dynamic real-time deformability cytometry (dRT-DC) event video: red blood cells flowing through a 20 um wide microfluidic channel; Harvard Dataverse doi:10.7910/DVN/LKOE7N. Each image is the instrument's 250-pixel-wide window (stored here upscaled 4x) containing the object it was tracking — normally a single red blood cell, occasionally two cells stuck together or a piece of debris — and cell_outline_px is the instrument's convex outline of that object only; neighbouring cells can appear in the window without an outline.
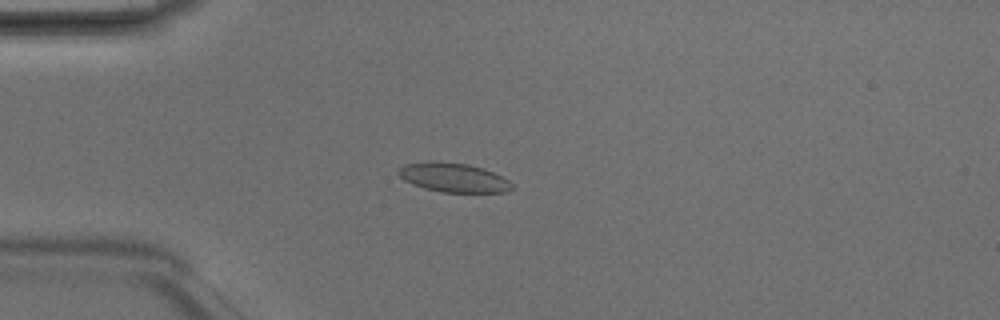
{"species": "Egyptian fruit bat (a non-hibernating species)", "species_latin": "Rousettus aegyptiacus", "temperature_condition": "room temperature", "stored_images_in_passage": 3, "camera_frame_rate_fps": 3000, "um_per_image_px": 0.085, "animal": {"sex": "male"}, "frame": {"image": 1, "passage_image": 2, "time_ms": 0.333, "image_size_px": [1000, 320], "cell_outline_px": [[512, 188], [508, 192], [440, 192], [424, 188], [412, 184], [404, 180], [396, 172], [404, 164], [428, 160], [432, 160], [468, 164], [484, 168], [508, 180], [512, 184]], "centroid_in_image_um": [38.5, 15.08], "position_along_channel_um": 46.5, "area_um2": 19.42}}